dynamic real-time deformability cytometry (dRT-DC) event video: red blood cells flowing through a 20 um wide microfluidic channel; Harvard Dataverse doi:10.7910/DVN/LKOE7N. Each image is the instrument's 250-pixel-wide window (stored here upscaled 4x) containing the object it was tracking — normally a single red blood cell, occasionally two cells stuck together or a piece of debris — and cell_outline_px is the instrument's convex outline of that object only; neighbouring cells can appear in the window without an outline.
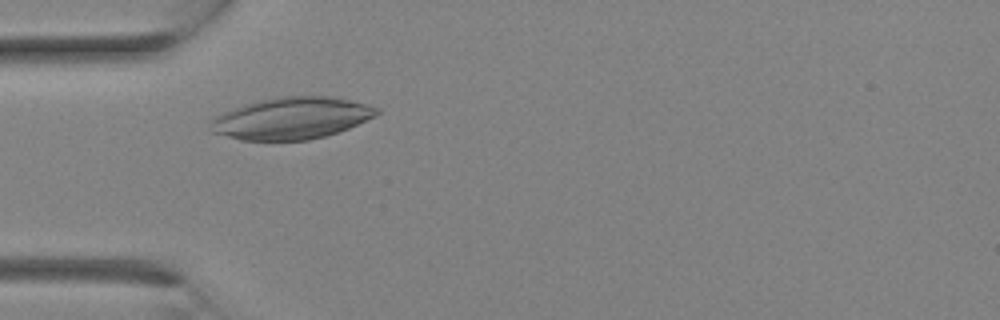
{"species": "Egyptian fruit bat (a non-hibernating species)", "species_latin": "Rousettus aegyptiacus", "temperature_condition": "room temperature", "stored_images_in_passage": 25, "camera_frame_rate_fps": 3000, "um_per_image_px": 0.085, "animal": {"sex": "female"}, "frame": {"image": 1, "passage_image": 6, "time_ms": 1.667, "image_size_px": [1000, 320], "cell_outline_px": [[380, 112], [376, 116], [348, 128], [324, 136], [308, 140], [240, 140], [208, 132], [208, 120], [220, 112], [244, 104], [260, 100], [280, 96], [332, 96], [380, 108]], "centroid_in_image_um": [24.68, 10.05], "position_along_channel_um": 60.3, "area_um2": 40.86}}
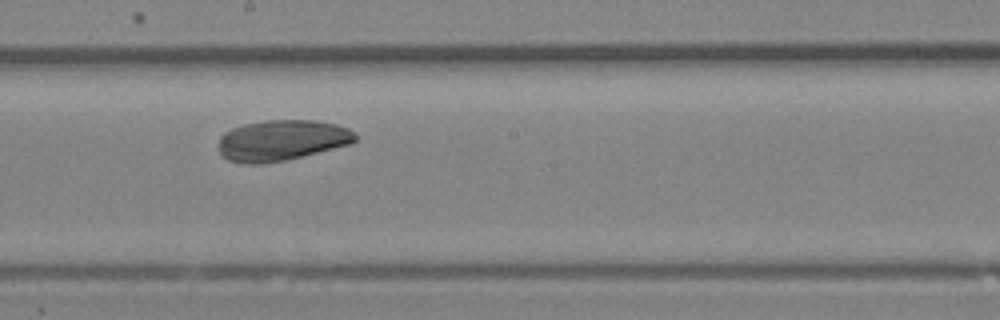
{"frame": {"image": 2, "passage_image": 13, "time_ms": 4.0, "image_size_px": [1000, 320], "cell_outline_px": [[356, 140], [352, 144], [284, 160], [264, 164], [244, 164], [228, 160], [220, 156], [216, 148], [220, 136], [224, 132], [232, 128], [244, 124], [264, 120], [316, 120], [336, 124], [348, 128], [356, 136]], "centroid_in_image_um": [23.88, 11.93], "position_along_channel_um": 224.3, "area_um2": 32.83}}
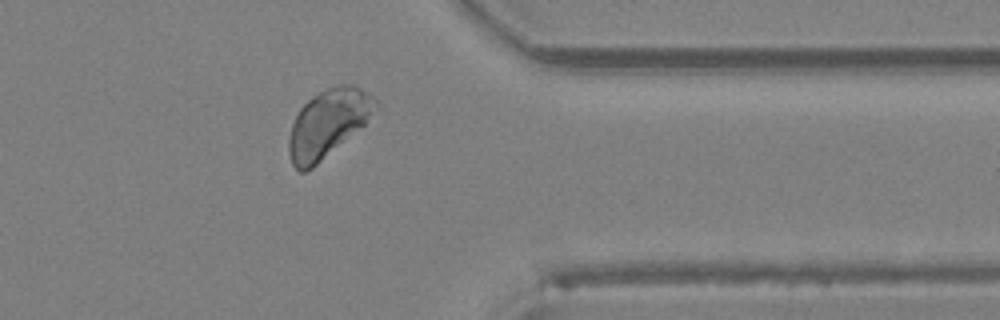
{"frame": {"image": 3, "passage_image": 20, "time_ms": 6.333, "image_size_px": [1000, 320], "cell_outline_px": [[376, 104], [364, 124], [312, 168], [304, 172], [300, 172], [292, 164], [288, 152], [288, 140], [292, 124], [300, 108], [312, 96], [336, 84], [356, 84], [372, 96], [376, 100]], "centroid_in_image_um": [27.82, 10.48], "position_along_channel_um": 383.6, "area_um2": 33.47}}